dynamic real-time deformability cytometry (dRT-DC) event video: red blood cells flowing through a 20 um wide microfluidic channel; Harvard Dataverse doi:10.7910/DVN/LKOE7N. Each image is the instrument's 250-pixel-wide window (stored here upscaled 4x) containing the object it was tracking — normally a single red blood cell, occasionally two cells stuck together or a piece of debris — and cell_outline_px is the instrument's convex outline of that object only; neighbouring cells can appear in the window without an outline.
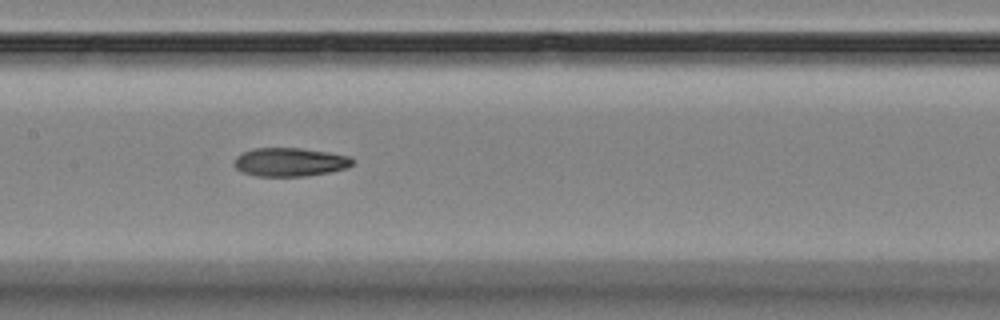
{"species": "Egyptian fruit bat (a non-hibernating species)", "species_latin": "Rousettus aegyptiacus", "temperature_condition": "room temperature", "stored_images_in_passage": 13, "camera_frame_rate_fps": 3000, "um_per_image_px": 0.085, "animal": {"sex": "female"}, "frame": {"image": 1, "passage_image": 6, "time_ms": 6.333, "image_size_px": [1000, 320], "cell_outline_px": [[356, 160], [348, 168], [328, 172], [304, 176], [256, 176], [240, 172], [232, 164], [236, 156], [252, 148], [300, 148], [328, 152], [348, 156]], "centroid_in_image_um": [24.61, 13.77], "position_along_channel_um": 182.8, "area_um2": 19.83}}
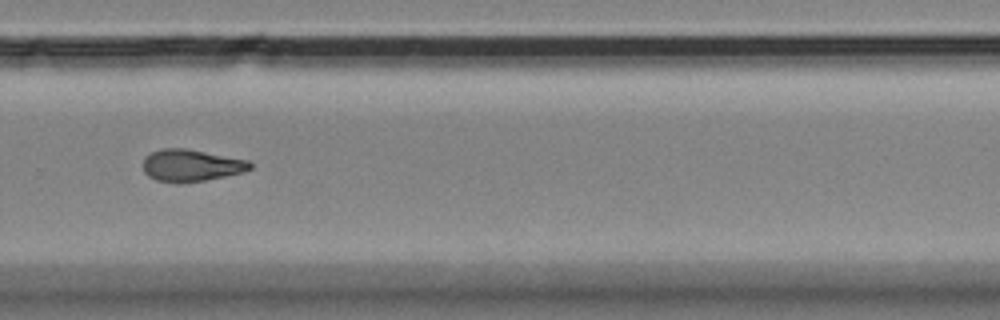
{"frame": {"image": 2, "passage_image": 9, "time_ms": 10.0, "image_size_px": [1000, 320], "cell_outline_px": [[252, 168], [244, 172], [184, 184], [176, 184], [156, 180], [148, 176], [144, 172], [144, 156], [152, 152], [164, 148], [184, 148], [248, 160], [252, 164]], "centroid_in_image_um": [16.23, 14.08], "position_along_channel_um": 313.6, "area_um2": 20.06}}
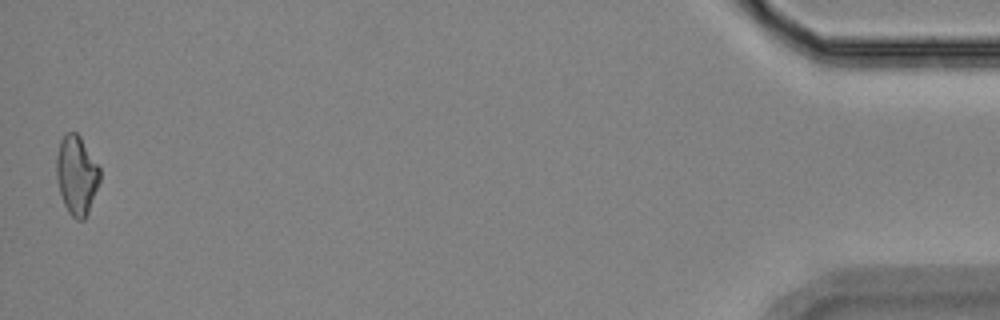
{"frame": {"image": 3, "passage_image": 13, "time_ms": 15.667, "image_size_px": [1000, 320], "cell_outline_px": [[100, 180], [88, 212], [84, 220], [76, 220], [68, 212], [64, 204], [60, 192], [56, 176], [56, 156], [60, 140], [64, 132], [76, 132], [80, 136], [100, 168]], "centroid_in_image_um": [6.5, 14.87], "position_along_channel_um": 428.7, "area_um2": 20.0}, "authors_computed_cell_mechanics": {"area_um2": 19.941, "velocity_mm_per_s": 3.579, "shape_relaxation_time_tau1_ms": 8.7578, "shape_relaxation_time_tau2_ms": 4.2656, "deformation_change_tau1": 0.1703, "deformation_change_tau2": 0.1173}}